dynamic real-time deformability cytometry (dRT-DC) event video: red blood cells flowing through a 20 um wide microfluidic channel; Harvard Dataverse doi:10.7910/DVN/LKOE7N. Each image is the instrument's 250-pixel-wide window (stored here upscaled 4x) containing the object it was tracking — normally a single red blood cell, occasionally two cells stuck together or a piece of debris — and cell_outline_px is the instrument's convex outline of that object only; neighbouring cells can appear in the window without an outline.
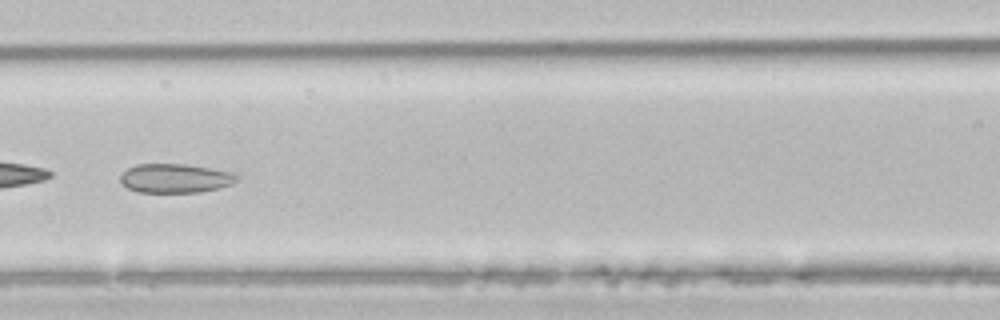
{"species": "common noctule bat (a hibernating species)", "species_latin": "Nyctalus noctula", "temperature_condition": "room temperature", "stored_images_in_passage": 39, "camera_frame_rate_fps": 3000, "um_per_image_px": 0.085, "animal": {"sex": "male", "body_mass_g": 21.5, "forearm_length_mm": 52.0}, "frame": {"image": 1, "passage_image": 12, "time_ms": 3.667, "image_size_px": [1000, 320], "cell_outline_px": [[236, 180], [232, 184], [220, 188], [200, 192], [140, 192], [128, 188], [120, 184], [120, 176], [128, 168], [136, 164], [184, 164], [232, 172], [236, 176]], "centroid_in_image_um": [14.86, 15.16], "position_along_channel_um": 151.7, "area_um2": 19.59}}